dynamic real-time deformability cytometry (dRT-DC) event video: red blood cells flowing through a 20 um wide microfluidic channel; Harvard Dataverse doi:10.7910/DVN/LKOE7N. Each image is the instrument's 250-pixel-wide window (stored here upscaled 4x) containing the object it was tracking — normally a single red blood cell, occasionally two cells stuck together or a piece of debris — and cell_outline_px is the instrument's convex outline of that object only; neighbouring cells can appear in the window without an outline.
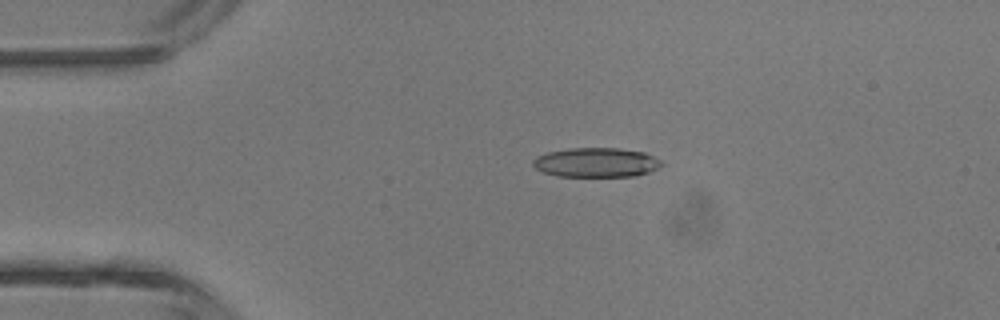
{"species": "common noctule bat (a hibernating species)", "species_latin": "Nyctalus noctula", "temperature_condition": "room temperature", "stored_images_in_passage": 3, "camera_frame_rate_fps": 3000, "um_per_image_px": 0.085, "animal": {"sex": "male", "body_mass_g": 13.3}, "frame": {"image": 1, "passage_image": 2, "time_ms": 1.333, "image_size_px": [1000, 320], "cell_outline_px": [[664, 164], [648, 172], [636, 176], [556, 176], [544, 172], [536, 168], [532, 164], [532, 160], [536, 156], [548, 152], [568, 148], [616, 148], [644, 152], [660, 160]], "centroid_in_image_um": [50.65, 13.81], "position_along_channel_um": 34.4, "area_um2": 21.96}}